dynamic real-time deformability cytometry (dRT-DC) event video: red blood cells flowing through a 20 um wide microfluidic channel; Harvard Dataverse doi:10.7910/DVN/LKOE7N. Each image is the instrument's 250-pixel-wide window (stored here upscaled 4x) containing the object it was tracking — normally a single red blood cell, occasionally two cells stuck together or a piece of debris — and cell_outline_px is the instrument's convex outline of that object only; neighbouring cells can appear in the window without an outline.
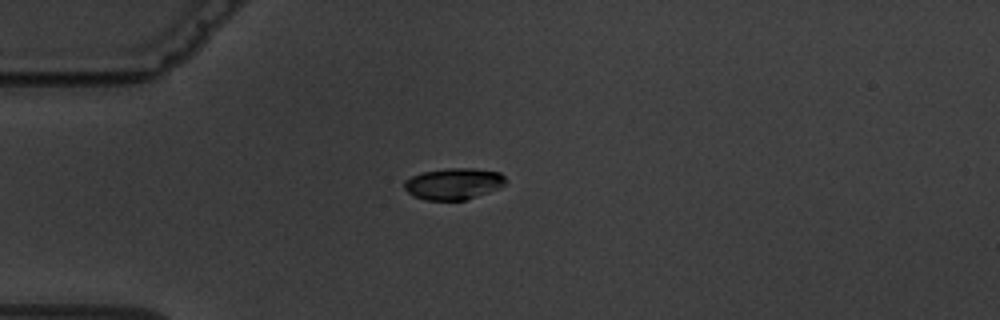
{"species": "common noctule bat (a hibernating species)", "species_latin": "Nyctalus noctula", "temperature_condition": "warm", "stored_images_in_passage": 12, "camera_frame_rate_fps": 3000, "um_per_image_px": 0.085, "animal": {"sex": "male", "body_mass_g": 19.5, "forearm_length_mm": 54.6}, "frame": {"image": 1, "passage_image": 1, "time_ms": 0.0, "image_size_px": [1000, 320], "cell_outline_px": [[508, 180], [500, 188], [464, 200], [424, 200], [412, 196], [404, 188], [404, 180], [412, 176], [424, 172], [448, 168], [472, 168], [500, 172]], "centroid_in_image_um": [38.55, 15.62], "position_along_channel_um": 46.4, "area_um2": 18.61}}
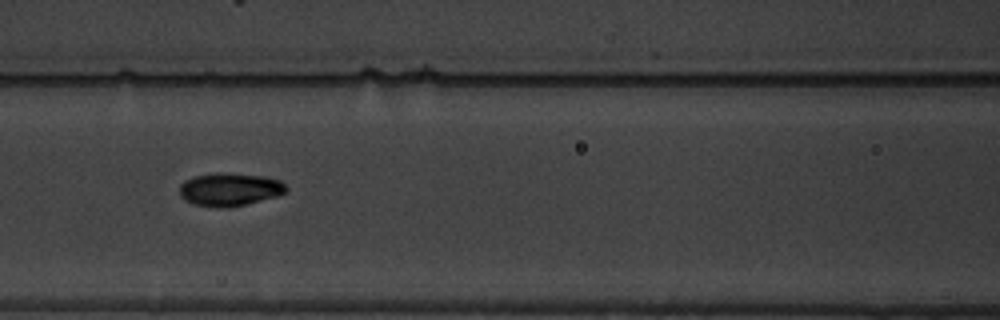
{"frame": {"image": 2, "passage_image": 4, "time_ms": 3.333, "image_size_px": [1000, 320], "cell_outline_px": [[288, 188], [284, 192], [276, 196], [244, 204], [224, 208], [220, 208], [192, 204], [184, 200], [180, 196], [180, 184], [184, 180], [192, 176], [216, 172], [264, 176], [280, 180]], "centroid_in_image_um": [19.46, 16.09], "position_along_channel_um": 147.1, "area_um2": 20.52}}
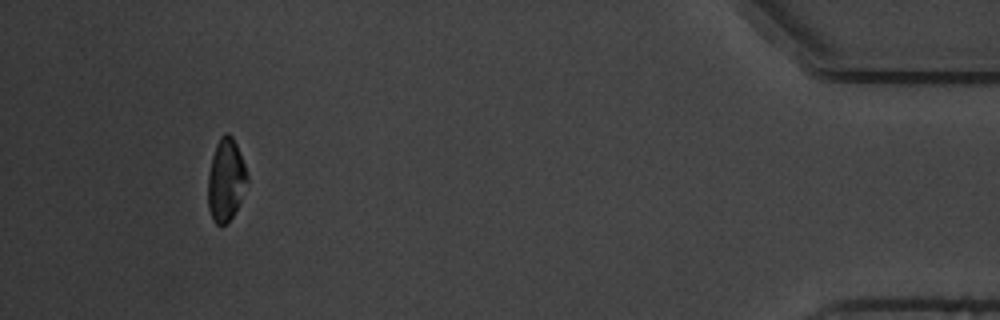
{"frame": {"image": 3, "passage_image": 11, "time_ms": 12.667, "image_size_px": [1000, 320], "cell_outline_px": [[248, 180], [240, 200], [232, 216], [224, 224], [216, 224], [212, 220], [208, 208], [208, 172], [212, 156], [216, 144], [220, 136], [224, 132], [228, 132], [232, 136], [236, 144], [244, 164], [248, 176]], "centroid_in_image_um": [19.18, 15.26], "position_along_channel_um": 416.0, "area_um2": 18.73}, "authors_computed_cell_mechanics": {"area_um2": 19.652, "velocity_mm_per_s": 3.5852, "shape_relaxation_time_tau1_ms": 3.7746, "shape_relaxation_time_tau2_ms": 1.4907, "deformation_change_tau1": 0.1623, "deformation_change_tau2": 0.0364}}